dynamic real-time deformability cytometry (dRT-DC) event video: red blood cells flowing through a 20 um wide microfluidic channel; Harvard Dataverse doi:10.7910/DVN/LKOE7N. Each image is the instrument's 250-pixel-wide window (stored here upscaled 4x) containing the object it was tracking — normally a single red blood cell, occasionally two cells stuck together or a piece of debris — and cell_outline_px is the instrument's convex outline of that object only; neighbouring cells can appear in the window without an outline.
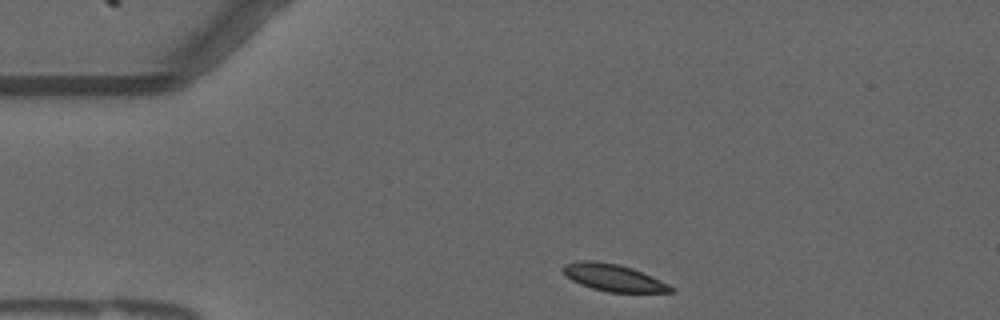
{"species": "common noctule bat (a hibernating species)", "species_latin": "Nyctalus noctula", "temperature_condition": "warm", "stored_images_in_passage": 46, "camera_frame_rate_fps": 3000, "um_per_image_px": 0.085, "animal": {"sex": "male", "forearm_length_mm": 52.5}, "frame": {"image": 1, "passage_image": 1, "time_ms": 0.0, "image_size_px": [1000, 320], "cell_outline_px": [[676, 292], [608, 292], [592, 288], [580, 284], [572, 280], [560, 268], [564, 264], [576, 260], [592, 260], [616, 264], [632, 268], [660, 280], [676, 288]], "centroid_in_image_um": [52.13, 23.6], "position_along_channel_um": 32.9, "area_um2": 16.94}}
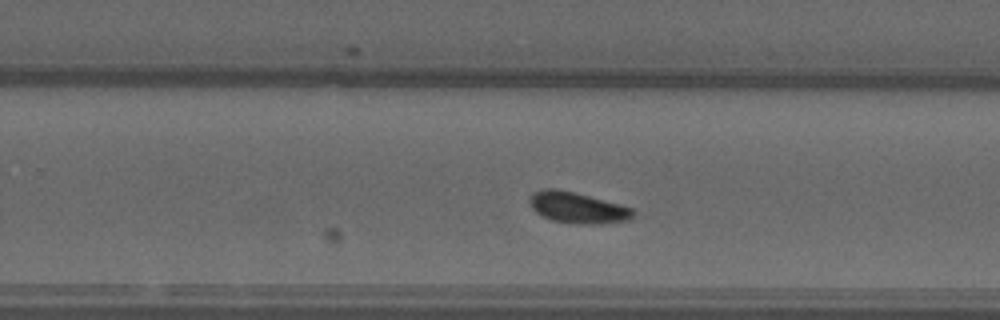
{"frame": {"image": 2, "passage_image": 25, "time_ms": 8.0, "image_size_px": [1000, 320], "cell_outline_px": [[636, 212], [632, 220], [600, 224], [576, 224], [552, 220], [536, 212], [532, 208], [528, 200], [528, 196], [532, 192], [540, 188], [556, 188], [588, 196], [632, 208]], "centroid_in_image_um": [49.07, 17.65], "position_along_channel_um": 280.7, "area_um2": 18.84}}
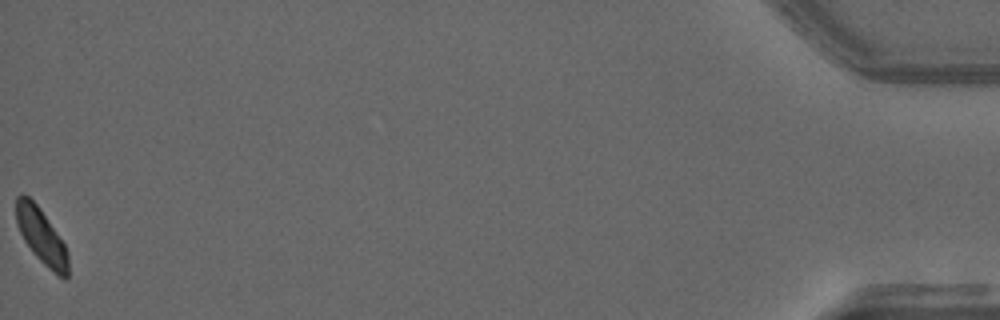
{"frame": {"image": 3, "passage_image": 46, "time_ms": 15.0, "image_size_px": [1000, 320], "cell_outline_px": [[68, 280], [64, 280], [48, 268], [32, 252], [24, 240], [20, 232], [16, 220], [16, 196], [20, 192], [28, 196], [40, 208], [64, 244], [68, 252]], "centroid_in_image_um": [3.51, 20.08], "position_along_channel_um": 431.7, "area_um2": 16.7}, "authors_computed_cell_mechanics": {"area_um2": 17.5712, "velocity_mm_per_s": 3.6569, "shape_relaxation_time_tau1_ms": 3.6577, "shape_relaxation_time_tau2_ms": null, "deformation_change_tau1": 0.1041, "deformation_change_tau2": null}}